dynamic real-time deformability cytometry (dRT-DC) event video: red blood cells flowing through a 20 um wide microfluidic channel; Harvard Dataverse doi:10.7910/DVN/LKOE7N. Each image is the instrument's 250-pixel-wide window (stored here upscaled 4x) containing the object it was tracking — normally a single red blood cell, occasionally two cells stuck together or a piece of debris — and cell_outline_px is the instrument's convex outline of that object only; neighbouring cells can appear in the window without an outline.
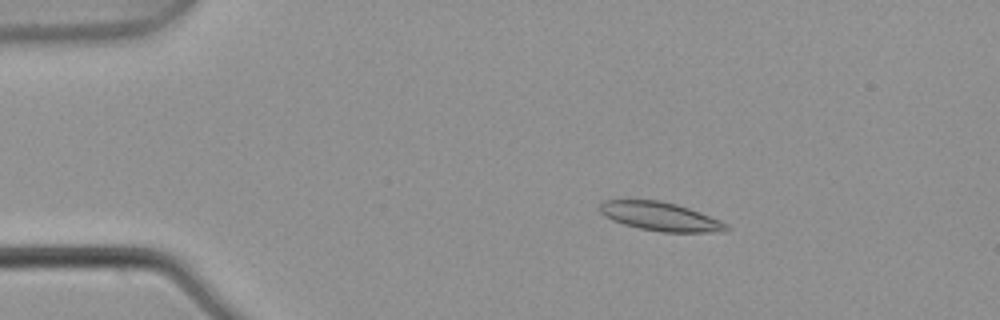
{"species": "common noctule bat (a hibernating species)", "species_latin": "Nyctalus noctula", "temperature_condition": "warm", "stored_images_in_passage": 6, "camera_frame_rate_fps": 3000, "um_per_image_px": 0.085, "animal": {"sex": "male", "body_mass_g": 21.5, "forearm_length_mm": 52.0}, "frame": {"image": 1, "passage_image": 1, "time_ms": 0.0, "image_size_px": [1000, 320], "cell_outline_px": [[732, 228], [724, 232], [660, 232], [640, 228], [624, 224], [612, 220], [604, 216], [600, 212], [600, 200], [660, 200], [676, 204], [700, 212], [720, 220], [728, 224]], "centroid_in_image_um": [56.15, 18.4], "position_along_channel_um": 28.9, "area_um2": 21.27}}
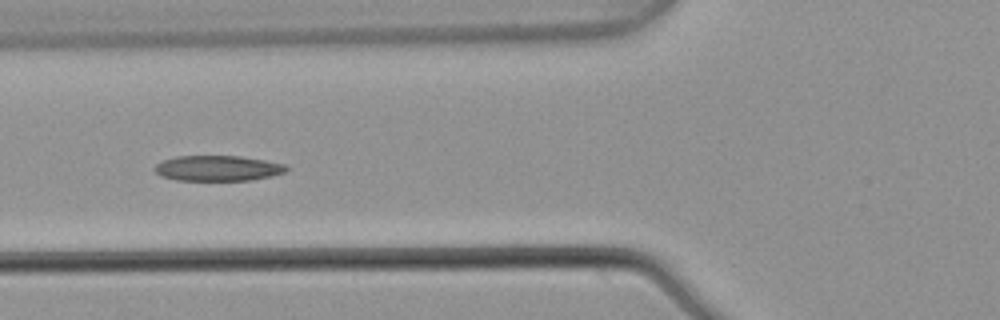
{"frame": {"image": 2, "passage_image": 4, "time_ms": 1.0, "image_size_px": [1000, 320], "cell_outline_px": [[288, 168], [284, 172], [272, 176], [252, 180], [176, 180], [160, 176], [152, 168], [156, 164], [164, 160], [176, 156], [240, 156], [264, 160], [284, 164]], "centroid_in_image_um": [18.48, 14.3], "position_along_channel_um": 107.3, "area_um2": 19.48}}
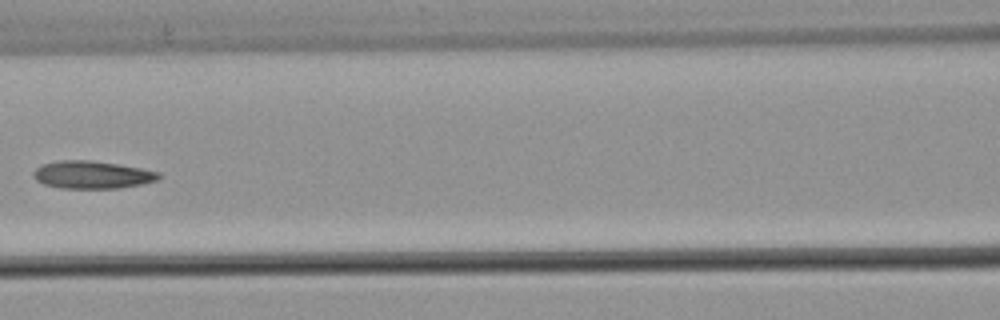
{"frame": {"image": 3, "passage_image": 5, "time_ms": 1.333, "image_size_px": [1000, 320], "cell_outline_px": [[160, 176], [156, 180], [140, 184], [120, 188], [60, 188], [44, 184], [36, 180], [32, 176], [32, 172], [36, 168], [44, 164], [60, 160], [92, 160], [140, 168], [160, 172]], "centroid_in_image_um": [7.79, 14.85], "position_along_channel_um": 158.8, "area_um2": 20.06}}